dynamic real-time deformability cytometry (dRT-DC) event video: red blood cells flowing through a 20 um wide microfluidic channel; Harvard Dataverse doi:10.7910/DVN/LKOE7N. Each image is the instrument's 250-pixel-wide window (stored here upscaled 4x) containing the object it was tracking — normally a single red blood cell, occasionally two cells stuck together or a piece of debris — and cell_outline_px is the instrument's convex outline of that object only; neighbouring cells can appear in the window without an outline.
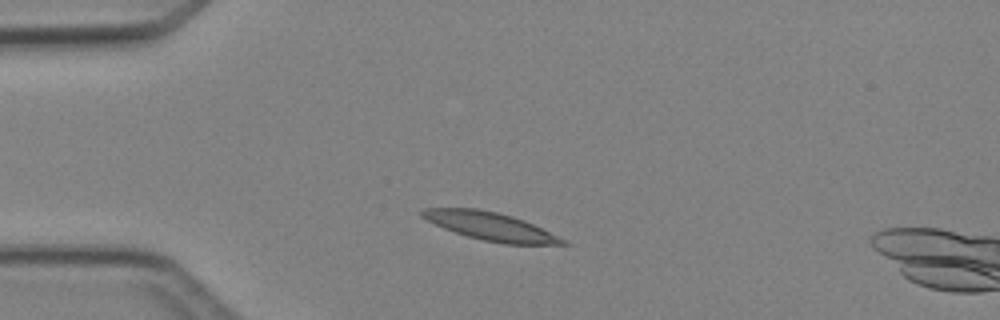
{"species": "Egyptian fruit bat (a non-hibernating species)", "species_latin": "Rousettus aegyptiacus", "temperature_condition": "cold", "stored_images_in_passage": 4, "camera_frame_rate_fps": 3000, "um_per_image_px": 0.085, "animal": {"sex": "female"}, "frame": {"image": 1, "passage_image": 2, "time_ms": 1.0, "image_size_px": [1000, 320], "cell_outline_px": [[568, 244], [504, 244], [484, 240], [468, 236], [444, 228], [420, 216], [420, 212], [424, 208], [476, 208], [496, 212], [512, 216], [524, 220], [564, 240]], "centroid_in_image_um": [41.63, 19.22], "position_along_channel_um": 43.4, "area_um2": 22.37}}
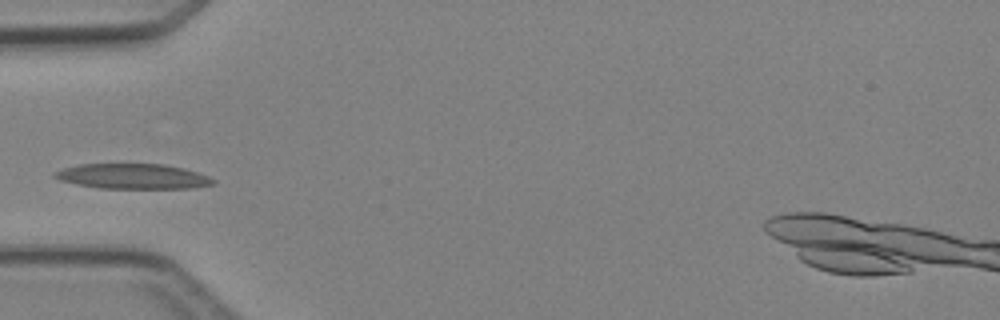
{"frame": {"image": 2, "passage_image": 3, "time_ms": 2.333, "image_size_px": [1000, 320], "cell_outline_px": [[216, 184], [192, 188], [100, 188], [76, 184], [60, 180], [52, 176], [52, 172], [64, 168], [80, 164], [164, 164], [184, 168], [208, 176], [216, 180]], "centroid_in_image_um": [11.29, 14.99], "position_along_channel_um": 73.7, "area_um2": 23.24}}
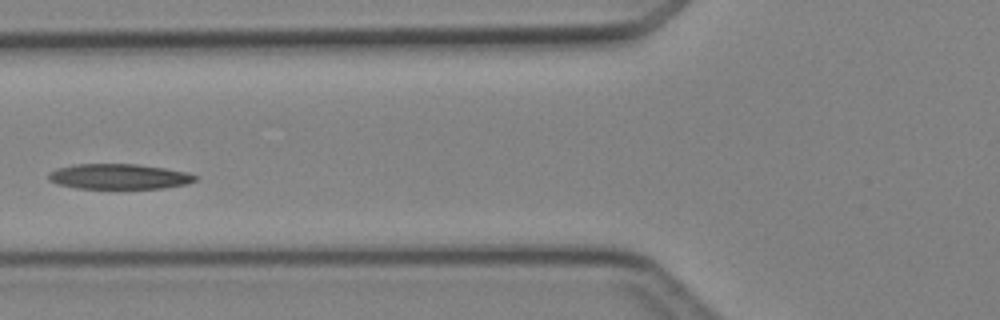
{"frame": {"image": 3, "passage_image": 4, "time_ms": 3.333, "image_size_px": [1000, 320], "cell_outline_px": [[200, 176], [196, 180], [188, 184], [164, 188], [76, 188], [56, 184], [48, 180], [48, 172], [56, 168], [76, 164], [136, 164], [164, 168], [188, 172]], "centroid_in_image_um": [10.12, 15.0], "position_along_channel_um": 115.7, "area_um2": 21.79}}